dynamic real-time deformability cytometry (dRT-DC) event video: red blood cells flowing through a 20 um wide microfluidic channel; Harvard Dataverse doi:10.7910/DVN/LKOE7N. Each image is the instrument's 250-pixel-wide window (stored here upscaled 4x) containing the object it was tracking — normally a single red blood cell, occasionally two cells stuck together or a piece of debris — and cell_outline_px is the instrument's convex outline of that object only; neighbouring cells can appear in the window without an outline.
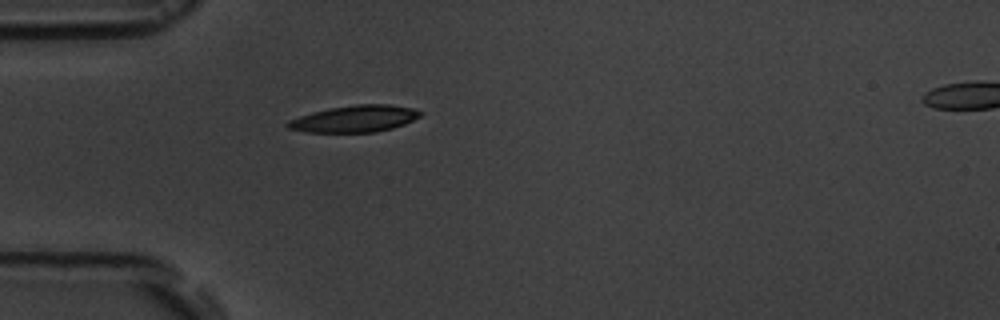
{"species": "common noctule bat (a hibernating species)", "species_latin": "Nyctalus noctula", "temperature_condition": "room temperature", "stored_images_in_passage": 3, "segment_of_instrument_passage": [1, 2], "camera_frame_rate_fps": 3000, "um_per_image_px": 0.085, "animal": {"sex": "male", "body_mass_g": 19.5, "forearm_length_mm": 54.6}, "frame": {"image": 1, "passage_image": 2, "time_ms": 1.333, "image_size_px": [1000, 320], "cell_outline_px": [[424, 112], [420, 116], [404, 124], [392, 128], [376, 132], [308, 132], [288, 128], [284, 124], [288, 120], [312, 112], [328, 108], [356, 104], [388, 104], [412, 108]], "centroid_in_image_um": [30.14, 10.09], "position_along_channel_um": 54.9, "area_um2": 20.63}}